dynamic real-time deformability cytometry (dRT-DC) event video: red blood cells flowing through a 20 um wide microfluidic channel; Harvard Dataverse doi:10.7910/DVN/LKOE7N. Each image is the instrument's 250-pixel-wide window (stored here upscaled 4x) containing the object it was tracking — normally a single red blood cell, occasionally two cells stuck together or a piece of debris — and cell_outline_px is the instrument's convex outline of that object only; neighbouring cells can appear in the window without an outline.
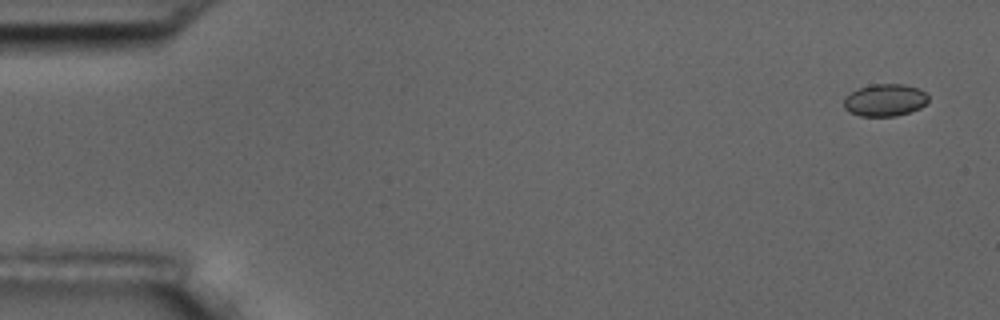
{"species": "common noctule bat (a hibernating species)", "species_latin": "Nyctalus noctula", "temperature_condition": "room temperature", "stored_images_in_passage": 5, "camera_frame_rate_fps": 3000, "um_per_image_px": 0.085, "animal": {"sex": "male", "body_mass_g": 17.5, "forearm_length_mm": 52.3}, "frame": {"image": 1, "passage_image": 1, "time_ms": 0.0, "image_size_px": [1000, 320], "cell_outline_px": [[928, 100], [920, 108], [896, 116], [860, 116], [848, 112], [844, 108], [844, 96], [860, 88], [872, 84], [904, 84], [916, 88], [924, 92], [928, 96]], "centroid_in_image_um": [75.18, 8.51], "position_along_channel_um": 9.8, "area_um2": 15.78}}
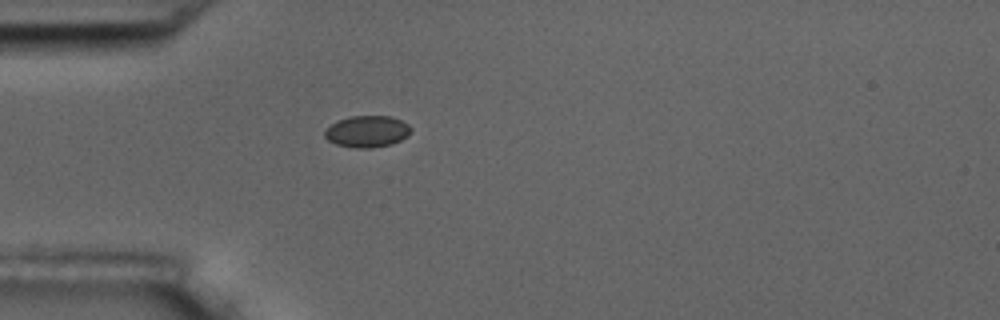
{"frame": {"image": 2, "passage_image": 5, "time_ms": 4.667, "image_size_px": [1000, 320], "cell_outline_px": [[412, 128], [408, 136], [392, 144], [372, 148], [356, 148], [336, 144], [328, 140], [324, 136], [324, 132], [332, 124], [340, 120], [352, 116], [388, 116], [400, 120], [408, 124]], "centroid_in_image_um": [31.23, 11.18], "position_along_channel_um": 53.8, "area_um2": 15.72}}